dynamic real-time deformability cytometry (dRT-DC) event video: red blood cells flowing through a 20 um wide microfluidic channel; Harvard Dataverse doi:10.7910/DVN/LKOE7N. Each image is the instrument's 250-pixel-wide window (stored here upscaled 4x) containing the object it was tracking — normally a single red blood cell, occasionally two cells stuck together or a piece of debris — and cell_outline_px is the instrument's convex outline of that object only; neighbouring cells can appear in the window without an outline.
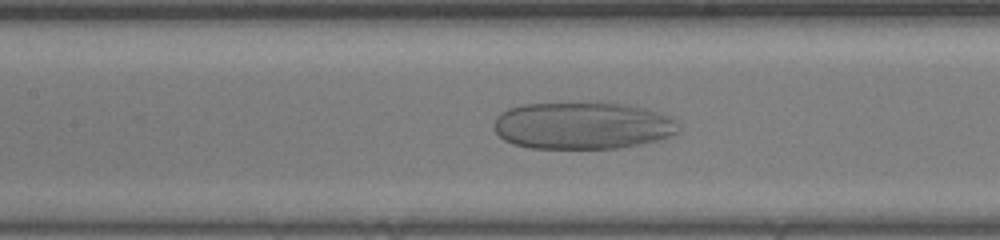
{"species": "human", "species_latin": "Homo sapiens", "temperature_condition": "room temperature", "stored_images_in_passage": 35, "camera_frame_rate_fps": 3000, "um_per_image_px": 0.085, "donor": {"sex": "male"}, "frame": {"image": 1, "passage_image": 11, "time_ms": 3.333, "image_size_px": [1000, 240], "cell_outline_px": [[680, 132], [656, 140], [620, 148], [532, 148], [512, 144], [504, 140], [496, 132], [496, 116], [500, 112], [508, 108], [520, 104], [592, 100], [600, 100], [632, 104], [660, 112], [672, 116], [680, 124]], "centroid_in_image_um": [49.56, 10.61], "position_along_channel_um": 157.8, "area_um2": 52.37}}
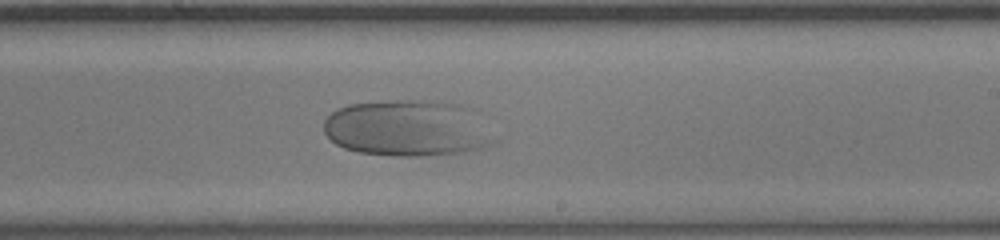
{"frame": {"image": 2, "passage_image": 18, "time_ms": 5.667, "image_size_px": [1000, 240], "cell_outline_px": [[496, 140], [492, 144], [480, 148], [464, 152], [424, 156], [392, 156], [360, 152], [344, 148], [336, 144], [324, 132], [324, 120], [332, 112], [348, 104], [388, 100], [440, 100], [480, 108]], "centroid_in_image_um": [34.76, 10.87], "position_along_channel_um": 254.2, "area_um2": 57.4}}
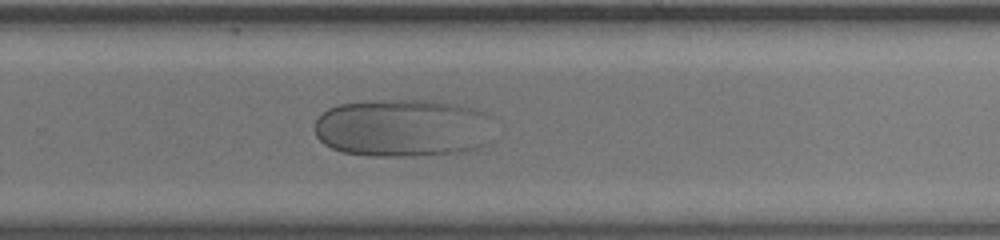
{"frame": {"image": 3, "passage_image": 21, "time_ms": 6.667, "image_size_px": [1000, 240], "cell_outline_px": [[488, 116], [484, 144], [476, 148], [456, 152], [412, 156], [372, 156], [344, 152], [332, 148], [324, 144], [316, 136], [316, 120], [328, 108], [340, 104], [376, 100], [432, 100], [460, 104], [484, 112]], "centroid_in_image_um": [34.15, 10.86], "position_along_channel_um": 295.6, "area_um2": 59.88}}